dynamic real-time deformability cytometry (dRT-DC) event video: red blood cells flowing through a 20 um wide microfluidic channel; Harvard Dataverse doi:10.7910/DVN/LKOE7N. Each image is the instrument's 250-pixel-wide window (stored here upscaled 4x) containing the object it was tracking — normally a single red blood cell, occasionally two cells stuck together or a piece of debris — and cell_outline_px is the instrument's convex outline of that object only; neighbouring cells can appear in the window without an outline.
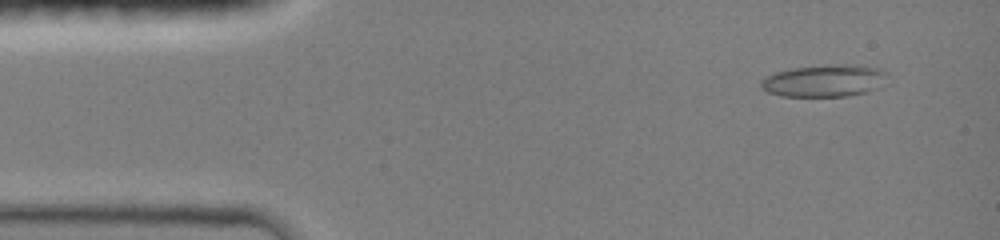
{"species": "common noctule bat (a hibernating species)", "species_latin": "Nyctalus noctula", "temperature_condition": "room temperature", "stored_images_in_passage": 14, "camera_frame_rate_fps": 3000, "um_per_image_px": 0.085, "animal": {"sex": "female", "body_mass_g": 19.0, "forearm_length_mm": 51.5}, "frame": {"image": 1, "passage_image": 2, "time_ms": 0.667, "image_size_px": [1000, 240], "cell_outline_px": [[888, 72], [876, 88], [868, 92], [848, 96], [780, 96], [768, 92], [760, 84], [760, 80], [764, 76], [776, 72], [796, 68], [876, 68]], "centroid_in_image_um": [69.95, 6.94], "position_along_channel_um": 15.1, "area_um2": 21.96}}
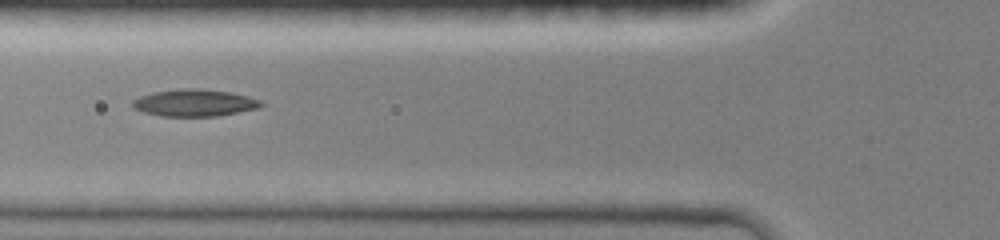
{"frame": {"image": 2, "passage_image": 12, "time_ms": 5.0, "image_size_px": [1000, 240], "cell_outline_px": [[264, 104], [260, 108], [216, 116], [160, 116], [144, 112], [132, 108], [132, 100], [140, 96], [152, 92], [184, 88], [200, 88], [232, 92], [248, 96], [260, 100]], "centroid_in_image_um": [16.53, 8.73], "position_along_channel_um": 109.3, "area_um2": 20.4}}
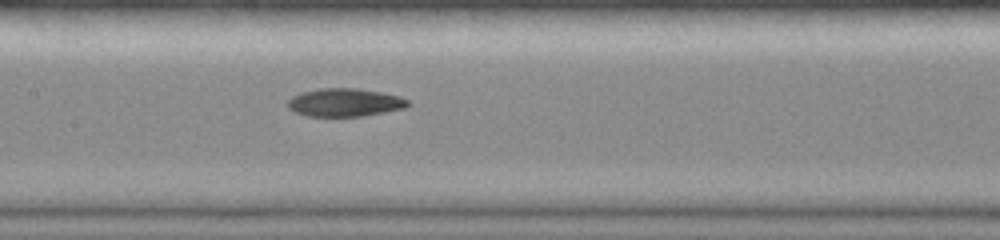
{"frame": {"image": 3, "passage_image": 14, "time_ms": 6.667, "image_size_px": [1000, 240], "cell_outline_px": [[408, 104], [404, 108], [364, 116], [308, 116], [296, 112], [288, 108], [288, 100], [292, 96], [304, 92], [320, 88], [356, 88], [380, 92], [400, 96], [408, 100]], "centroid_in_image_um": [29.3, 8.71], "position_along_channel_um": 178.1, "area_um2": 19.48}}